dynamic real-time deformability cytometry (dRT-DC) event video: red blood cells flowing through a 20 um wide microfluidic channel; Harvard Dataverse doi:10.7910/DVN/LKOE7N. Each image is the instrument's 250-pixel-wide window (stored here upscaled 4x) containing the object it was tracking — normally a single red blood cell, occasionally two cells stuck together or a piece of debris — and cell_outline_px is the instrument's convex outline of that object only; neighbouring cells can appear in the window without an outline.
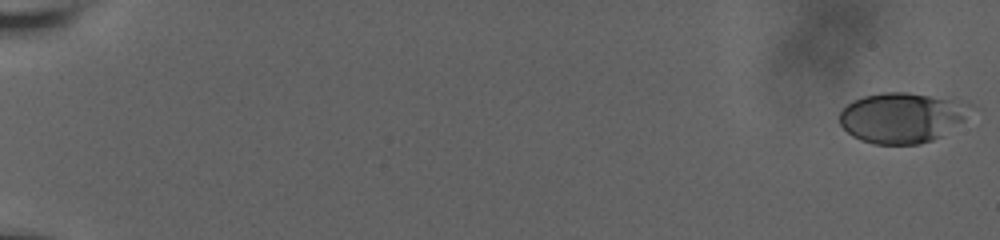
{"species": "human", "species_latin": "Homo sapiens", "temperature_condition": "room temperature", "stored_images_in_passage": 61, "camera_frame_rate_fps": 3000, "um_per_image_px": 0.085, "donor": {"sex": "male"}, "frame": {"image": 1, "passage_image": 1, "time_ms": 0.0, "image_size_px": [1000, 240], "cell_outline_px": [[972, 108], [964, 120], [940, 136], [932, 140], [920, 144], [872, 144], [860, 140], [852, 136], [840, 124], [840, 112], [852, 100], [864, 96], [880, 92], [908, 92], [968, 100], [972, 104]], "centroid_in_image_um": [76.7, 9.97], "position_along_channel_um": 8.3, "area_um2": 38.84}}
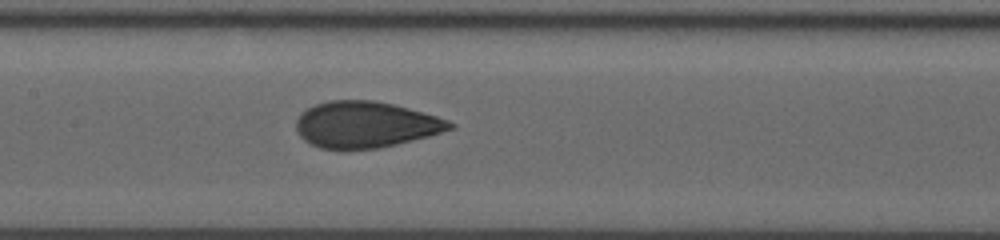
{"frame": {"image": 2, "passage_image": 33, "time_ms": 10.667, "image_size_px": [1000, 240], "cell_outline_px": [[456, 128], [428, 136], [380, 148], [320, 148], [304, 140], [300, 136], [296, 128], [296, 120], [300, 112], [316, 104], [328, 100], [372, 100], [392, 104], [408, 108], [436, 116], [448, 120], [456, 124]], "centroid_in_image_um": [31.07, 10.58], "position_along_channel_um": 176.3, "area_um2": 41.15}}
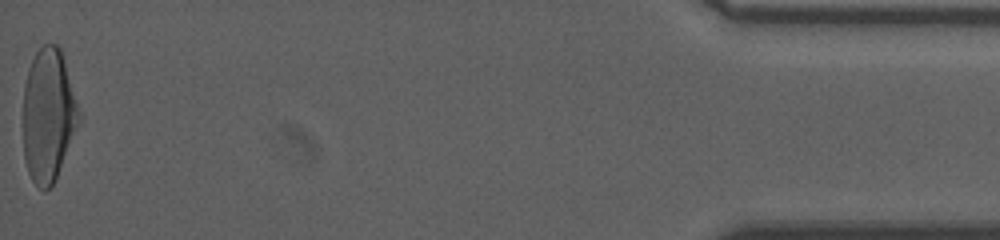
{"frame": {"image": 3, "passage_image": 61, "time_ms": 20.0, "image_size_px": [1000, 240], "cell_outline_px": [[80, 120], [56, 176], [52, 184], [44, 192], [32, 180], [28, 172], [24, 160], [24, 84], [28, 68], [36, 52], [44, 44], [56, 44], [60, 48], [80, 116]], "centroid_in_image_um": [4.07, 9.79], "position_along_channel_um": 431.1, "area_um2": 42.31}, "authors_computed_cell_mechanics": {"area_um2": 40.749, "velocity_mm_per_s": 3.6572, "shape_relaxation_time_tau1_ms": 4.4668, "shape_relaxation_time_tau2_ms": 0.7333, "deformation_change_tau1": 0.1784, "deformation_change_tau2": 0.0588}}